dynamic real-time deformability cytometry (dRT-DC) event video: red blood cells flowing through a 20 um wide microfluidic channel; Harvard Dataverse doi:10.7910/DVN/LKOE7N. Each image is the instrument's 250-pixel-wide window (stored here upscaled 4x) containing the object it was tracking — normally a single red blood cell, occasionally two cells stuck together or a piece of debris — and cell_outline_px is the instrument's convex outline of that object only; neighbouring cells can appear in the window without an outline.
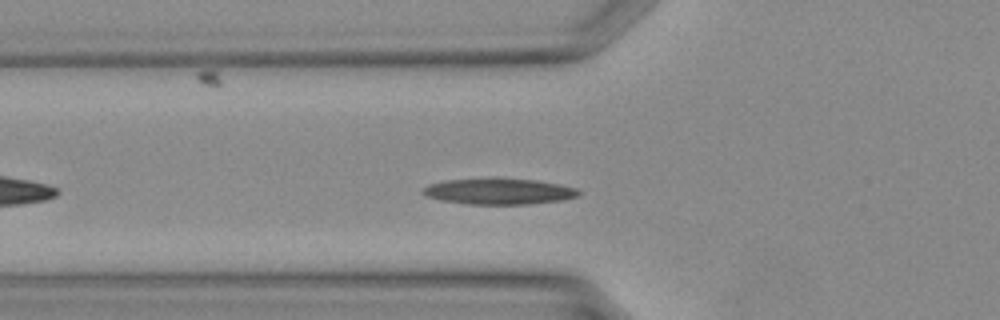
{"species": "Egyptian fruit bat (a non-hibernating species)", "species_latin": "Rousettus aegyptiacus", "temperature_condition": "warm", "stored_images_in_passage": 28, "camera_frame_rate_fps": 3000, "um_per_image_px": 0.085, "animal": {"sex": "female"}, "frame": {"image": 1, "passage_image": 5, "time_ms": 1.333, "image_size_px": [1000, 320], "cell_outline_px": [[580, 196], [560, 200], [528, 204], [468, 204], [440, 200], [428, 196], [420, 192], [428, 184], [448, 180], [496, 176], [536, 180], [560, 184], [576, 188], [580, 192]], "centroid_in_image_um": [42.4, 16.24], "position_along_channel_um": 83.4, "area_um2": 24.1}}
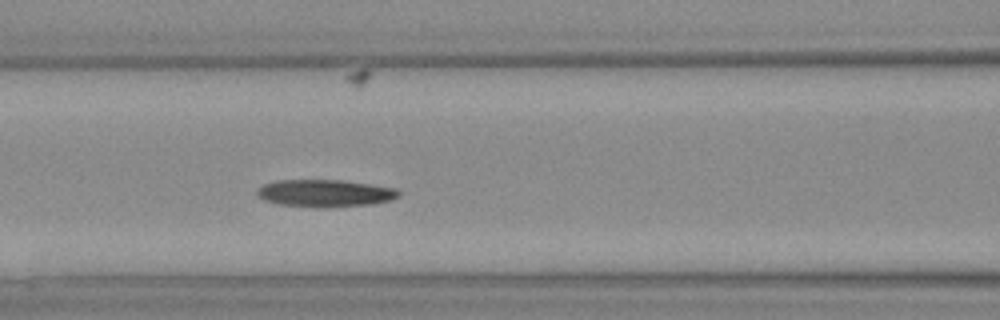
{"frame": {"image": 2, "passage_image": 8, "time_ms": 2.333, "image_size_px": [1000, 320], "cell_outline_px": [[400, 196], [388, 200], [372, 204], [324, 208], [312, 208], [276, 204], [264, 200], [256, 192], [256, 188], [264, 184], [276, 180], [340, 180], [396, 188], [400, 192]], "centroid_in_image_um": [27.58, 16.43], "position_along_channel_um": 139.0, "area_um2": 22.72}}